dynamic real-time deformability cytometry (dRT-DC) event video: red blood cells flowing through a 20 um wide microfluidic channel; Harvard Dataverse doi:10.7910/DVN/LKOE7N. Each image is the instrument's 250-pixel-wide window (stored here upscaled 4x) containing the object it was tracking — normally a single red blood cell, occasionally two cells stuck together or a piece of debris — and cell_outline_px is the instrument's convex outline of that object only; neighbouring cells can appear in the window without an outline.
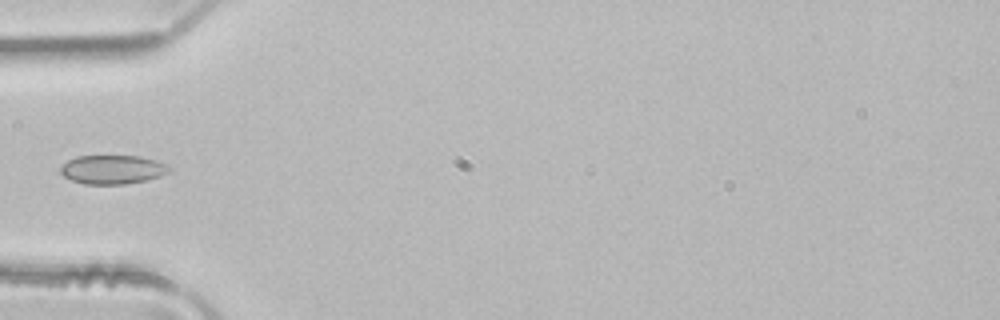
{"species": "common noctule bat (a hibernating species)", "species_latin": "Nyctalus noctula", "temperature_condition": "room temperature", "stored_images_in_passage": 1, "camera_frame_rate_fps": 3000, "um_per_image_px": 0.085, "animal": {"sex": "male", "body_mass_g": 21.5, "forearm_length_mm": 52.0}, "frame": {"image": 1, "passage_image": 1, "time_ms": 0.0, "image_size_px": [1000, 320], "cell_outline_px": [[172, 168], [168, 172], [160, 176], [148, 180], [124, 184], [84, 184], [72, 180], [64, 176], [60, 172], [60, 168], [68, 160], [76, 156], [140, 156], [168, 164]], "centroid_in_image_um": [9.58, 14.41], "position_along_channel_um": 75.4, "area_um2": 18.32}}